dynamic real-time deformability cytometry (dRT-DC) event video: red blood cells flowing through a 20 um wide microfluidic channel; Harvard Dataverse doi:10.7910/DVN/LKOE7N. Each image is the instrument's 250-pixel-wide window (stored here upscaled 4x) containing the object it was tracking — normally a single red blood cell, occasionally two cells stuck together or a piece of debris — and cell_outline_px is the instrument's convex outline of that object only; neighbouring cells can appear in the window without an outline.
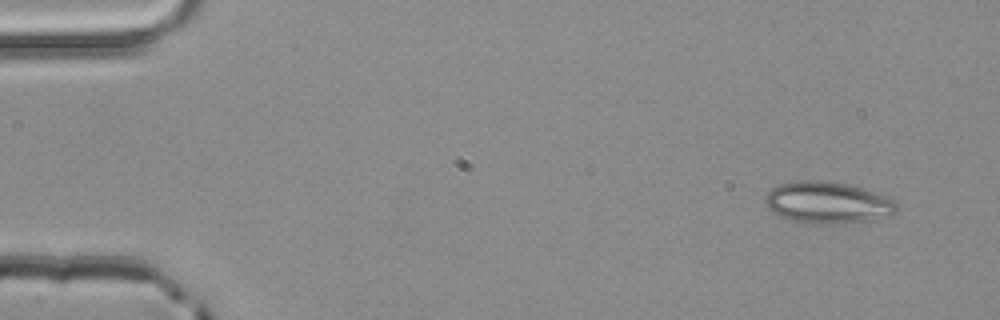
{"species": "common noctule bat (a hibernating species)", "species_latin": "Nyctalus noctula", "temperature_condition": "room temperature", "stored_images_in_passage": 3, "camera_frame_rate_fps": 3000, "um_per_image_px": 0.085, "animal": {"sex": "male", "body_mass_g": 20.4}, "frame": {"image": 1, "passage_image": 1, "time_ms": 0.0, "image_size_px": [1000, 320], "cell_outline_px": [[900, 208], [896, 212], [888, 216], [864, 220], [816, 224], [792, 220], [780, 216], [772, 212], [764, 204], [764, 200], [768, 192], [772, 188], [780, 184], [796, 180], [820, 180], [844, 184], [860, 188], [888, 196], [896, 200]], "centroid_in_image_um": [70.33, 17.2], "position_along_channel_um": 14.7, "area_um2": 31.62}}